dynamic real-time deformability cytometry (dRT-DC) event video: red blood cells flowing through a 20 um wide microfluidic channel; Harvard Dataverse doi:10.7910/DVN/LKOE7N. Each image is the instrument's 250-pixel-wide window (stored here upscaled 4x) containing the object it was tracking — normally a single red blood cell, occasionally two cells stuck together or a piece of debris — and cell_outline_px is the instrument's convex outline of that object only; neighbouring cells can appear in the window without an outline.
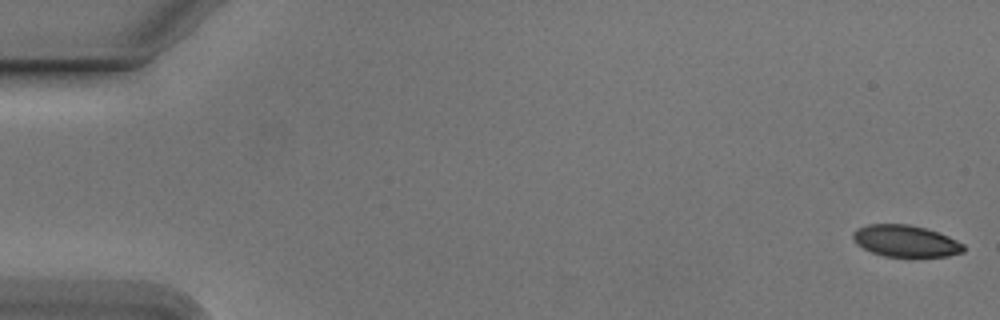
{"species": "Egyptian fruit bat (a non-hibernating species)", "species_latin": "Rousettus aegyptiacus", "temperature_condition": "cold", "stored_images_in_passage": 32, "camera_frame_rate_fps": 3000, "um_per_image_px": 0.085, "animal": {"sex": "male"}, "frame": {"image": 1, "passage_image": 1, "time_ms": 0.0, "image_size_px": [1000, 320], "cell_outline_px": [[964, 252], [948, 256], [884, 256], [872, 252], [856, 244], [852, 236], [852, 232], [856, 228], [868, 224], [908, 224], [924, 228], [948, 236], [964, 244]], "centroid_in_image_um": [76.95, 20.48], "position_along_channel_um": 8.1, "area_um2": 20.29}}
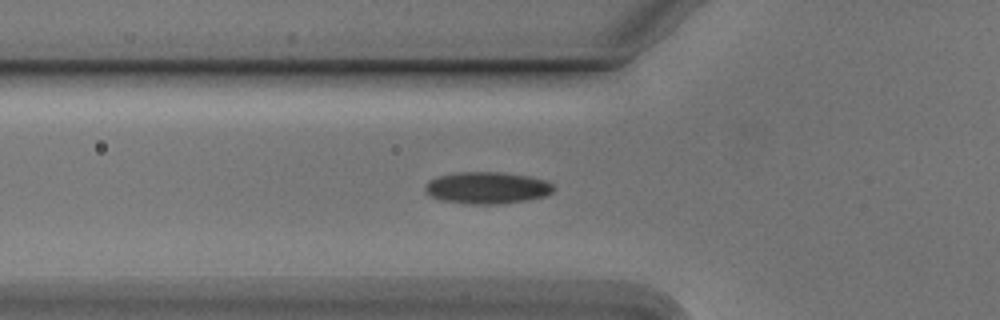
{"frame": {"image": 2, "passage_image": 19, "time_ms": 6.0, "image_size_px": [1000, 320], "cell_outline_px": [[556, 188], [552, 192], [544, 196], [528, 200], [500, 204], [468, 204], [440, 200], [424, 192], [424, 184], [428, 180], [440, 176], [456, 172], [500, 172], [528, 176], [544, 180], [552, 184]], "centroid_in_image_um": [41.37, 15.97], "position_along_channel_um": 84.4, "area_um2": 23.99}}
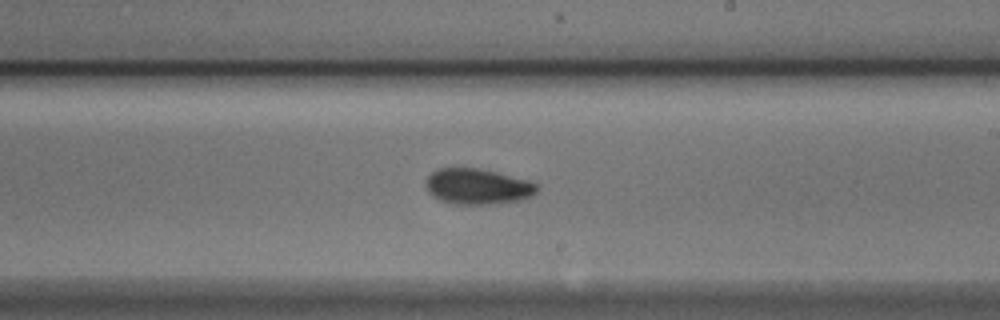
{"frame": {"image": 3, "passage_image": 32, "time_ms": 10.333, "image_size_px": [1000, 320], "cell_outline_px": [[540, 188], [532, 196], [520, 200], [496, 204], [452, 204], [440, 200], [432, 196], [428, 192], [424, 184], [428, 176], [432, 172], [440, 168], [480, 168], [528, 180], [536, 184]], "centroid_in_image_um": [40.58, 15.86], "position_along_channel_um": 248.4, "area_um2": 23.29}}